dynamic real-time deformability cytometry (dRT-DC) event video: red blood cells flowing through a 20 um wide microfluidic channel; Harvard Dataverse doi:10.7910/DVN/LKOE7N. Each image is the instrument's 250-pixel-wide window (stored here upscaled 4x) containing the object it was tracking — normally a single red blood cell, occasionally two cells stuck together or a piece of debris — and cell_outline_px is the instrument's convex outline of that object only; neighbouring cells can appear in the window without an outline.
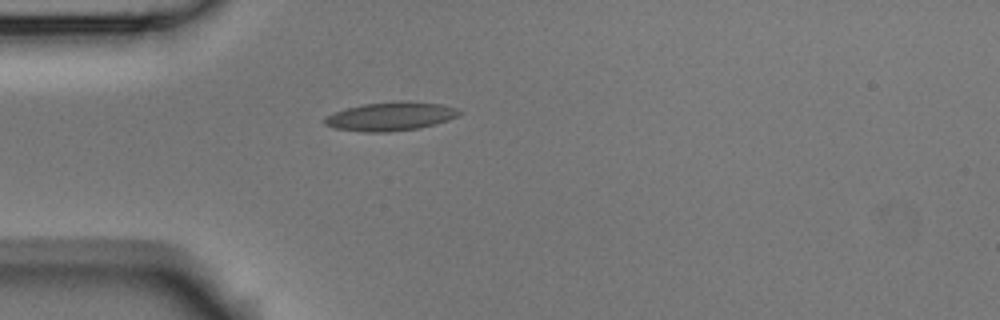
{"species": "Egyptian fruit bat (a non-hibernating species)", "species_latin": "Rousettus aegyptiacus", "temperature_condition": "room temperature", "stored_images_in_passage": 39, "camera_frame_rate_fps": 3000, "um_per_image_px": 0.085, "animal": {"sex": "male"}, "frame": {"image": 1, "passage_image": 1, "time_ms": 0.0, "image_size_px": [1000, 320], "cell_outline_px": [[460, 112], [456, 116], [448, 120], [436, 124], [420, 128], [388, 132], [364, 132], [336, 128], [324, 124], [324, 120], [328, 116], [336, 112], [348, 108], [364, 104], [440, 104], [456, 108]], "centroid_in_image_um": [33.17, 9.95], "position_along_channel_um": 51.8, "area_um2": 21.1}}
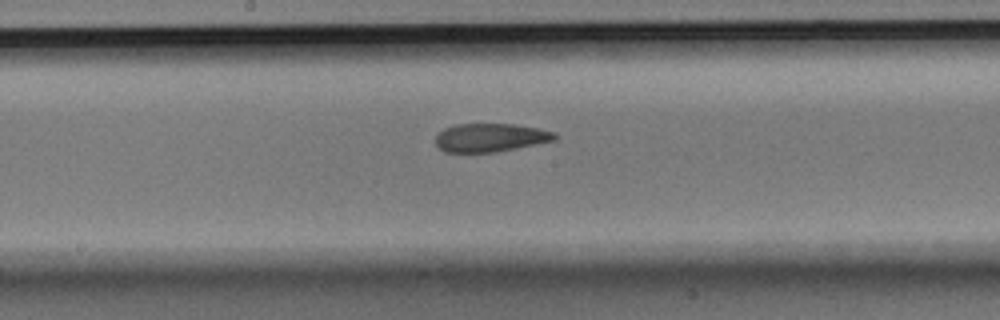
{"frame": {"image": 2, "passage_image": 14, "time_ms": 4.333, "image_size_px": [1000, 320], "cell_outline_px": [[560, 136], [556, 140], [496, 152], [444, 152], [436, 144], [436, 136], [444, 128], [456, 124], [516, 124], [540, 128], [556, 132]], "centroid_in_image_um": [41.74, 11.69], "position_along_channel_um": 206.5, "area_um2": 19.88}}
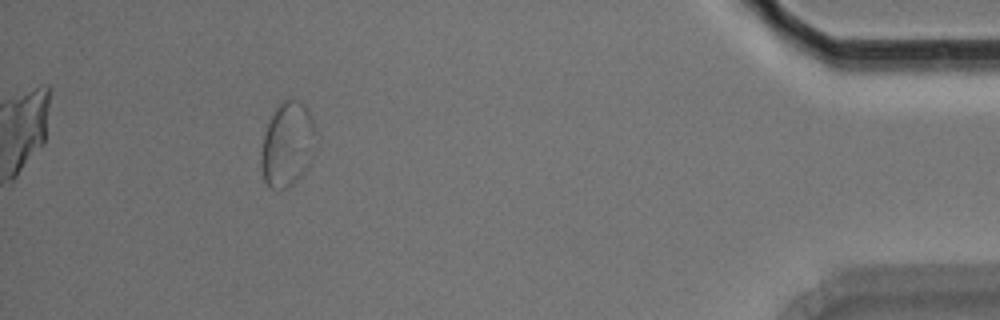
{"frame": {"image": 3, "passage_image": 35, "time_ms": 11.333, "image_size_px": [1000, 320], "cell_outline_px": [[320, 136], [316, 152], [308, 168], [288, 188], [268, 188], [264, 180], [260, 164], [260, 152], [264, 136], [272, 112], [280, 100], [300, 100], [304, 104], [312, 116]], "centroid_in_image_um": [24.49, 12.25], "position_along_channel_um": 410.7, "area_um2": 28.09}, "authors_computed_cell_mechanics": {"area_um2": 21.2126, "velocity_mm_per_s": 3.7526, "shape_relaxation_time_tau1_ms": 5.254, "shape_relaxation_time_tau2_ms": 2.9329, "deformation_change_tau1": 0.138, "deformation_change_tau2": 0.0996}}